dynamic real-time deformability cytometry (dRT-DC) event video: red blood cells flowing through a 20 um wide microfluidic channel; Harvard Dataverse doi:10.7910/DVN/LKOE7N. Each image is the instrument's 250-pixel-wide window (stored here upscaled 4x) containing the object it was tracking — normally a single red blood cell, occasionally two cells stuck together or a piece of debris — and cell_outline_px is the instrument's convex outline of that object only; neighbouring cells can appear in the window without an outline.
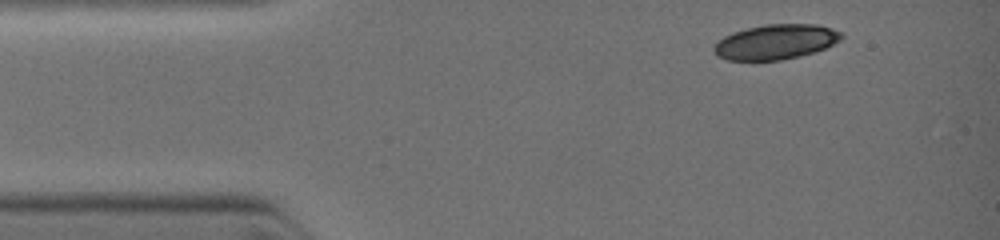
{"species": "common noctule bat (a hibernating species)", "species_latin": "Nyctalus noctula", "temperature_condition": "warm", "stored_images_in_passage": 8, "camera_frame_rate_fps": 3000, "um_per_image_px": 0.085, "animal": {"sex": "female", "body_mass_g": 19.0, "forearm_length_mm": 51.5}, "frame": {"image": 1, "passage_image": 1, "time_ms": 0.0, "image_size_px": [1000, 240], "cell_outline_px": [[844, 36], [840, 40], [824, 48], [812, 52], [780, 60], [728, 60], [716, 56], [712, 48], [724, 36], [748, 28], [768, 24], [812, 24], [828, 28], [840, 32]], "centroid_in_image_um": [65.9, 3.57], "position_along_channel_um": 19.1, "area_um2": 25.37}}